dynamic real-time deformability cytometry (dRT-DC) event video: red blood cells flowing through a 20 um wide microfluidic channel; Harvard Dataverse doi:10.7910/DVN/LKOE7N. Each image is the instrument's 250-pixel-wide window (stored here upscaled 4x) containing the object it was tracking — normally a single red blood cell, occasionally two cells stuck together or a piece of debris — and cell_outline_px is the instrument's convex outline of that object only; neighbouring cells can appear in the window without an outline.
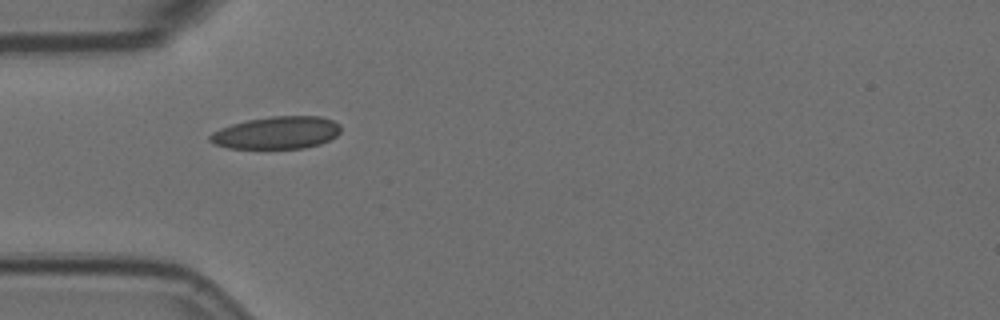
{"species": "Egyptian fruit bat (a non-hibernating species)", "species_latin": "Rousettus aegyptiacus", "temperature_condition": "room temperature", "stored_images_in_passage": 12, "camera_frame_rate_fps": 3000, "um_per_image_px": 0.085, "animal": {"sex": "female"}, "frame": {"image": 1, "passage_image": 1, "time_ms": 0.0, "image_size_px": [1000, 320], "cell_outline_px": [[340, 132], [336, 136], [320, 144], [304, 148], [228, 148], [216, 144], [208, 140], [208, 136], [212, 132], [220, 128], [232, 124], [248, 120], [272, 116], [320, 116], [332, 120], [340, 124]], "centroid_in_image_um": [23.52, 11.28], "position_along_channel_um": 61.5, "area_um2": 24.68}}
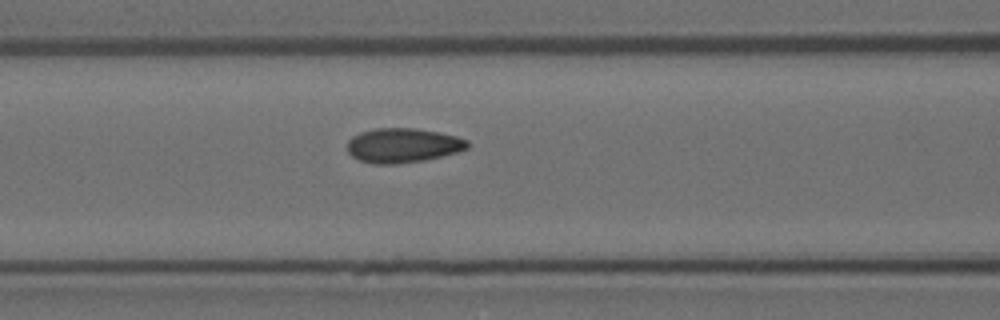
{"frame": {"image": 2, "passage_image": 7, "time_ms": 2.0, "image_size_px": [1000, 320], "cell_outline_px": [[468, 148], [456, 152], [424, 160], [396, 164], [376, 164], [360, 160], [352, 156], [348, 152], [348, 140], [352, 136], [360, 132], [376, 128], [416, 128], [456, 136], [468, 140]], "centroid_in_image_um": [34.22, 12.35], "position_along_channel_um": 132.4, "area_um2": 23.99}}
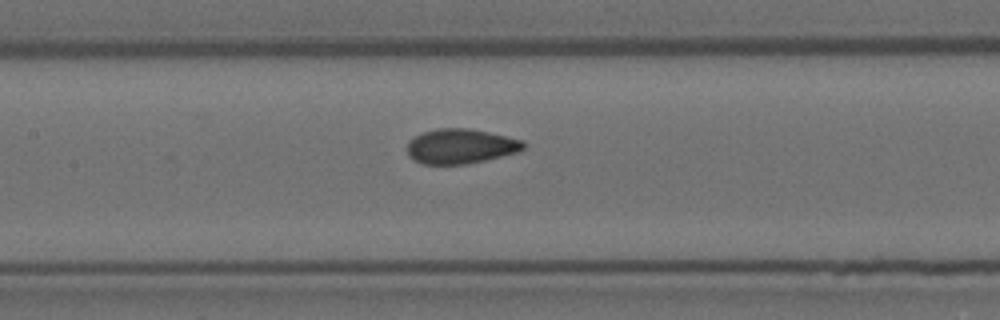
{"frame": {"image": 3, "passage_image": 10, "time_ms": 3.0, "image_size_px": [1000, 320], "cell_outline_px": [[524, 148], [520, 152], [484, 160], [464, 164], [424, 164], [412, 160], [408, 156], [408, 140], [424, 132], [436, 128], [468, 128], [488, 132], [524, 140]], "centroid_in_image_um": [39.15, 12.43], "position_along_channel_um": 168.3, "area_um2": 23.58}}